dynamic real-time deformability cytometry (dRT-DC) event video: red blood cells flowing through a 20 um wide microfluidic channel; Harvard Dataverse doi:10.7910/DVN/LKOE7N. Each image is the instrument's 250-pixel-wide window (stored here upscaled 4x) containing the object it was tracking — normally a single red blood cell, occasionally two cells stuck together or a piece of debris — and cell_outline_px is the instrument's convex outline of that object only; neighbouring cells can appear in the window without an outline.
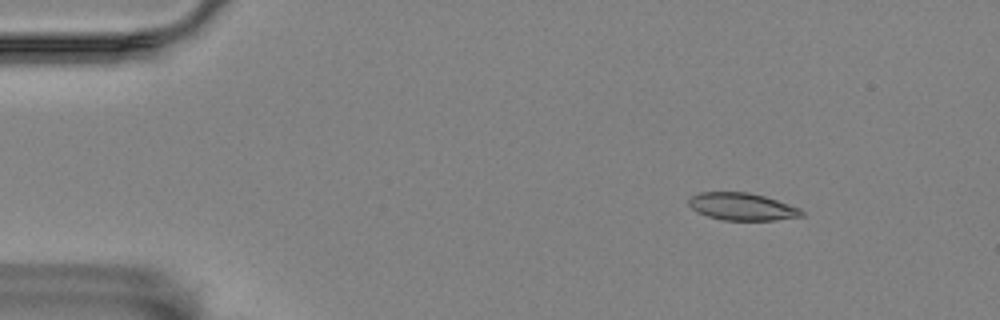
{"species": "Egyptian fruit bat (a non-hibernating species)", "species_latin": "Rousettus aegyptiacus", "temperature_condition": "room temperature", "stored_images_in_passage": 6, "camera_frame_rate_fps": 3000, "um_per_image_px": 0.085, "animal": {"sex": "female"}, "frame": {"image": 1, "passage_image": 1, "time_ms": 0.0, "image_size_px": [1000, 320], "cell_outline_px": [[804, 216], [772, 220], [724, 220], [708, 216], [696, 212], [688, 204], [688, 200], [692, 196], [700, 192], [748, 192], [764, 196], [800, 208], [804, 212]], "centroid_in_image_um": [63.06, 17.56], "position_along_channel_um": 21.9, "area_um2": 17.92}}
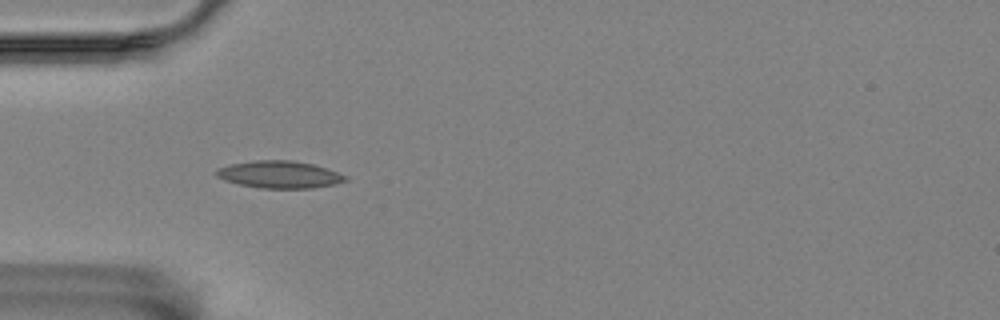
{"frame": {"image": 2, "passage_image": 4, "time_ms": 3.333, "image_size_px": [1000, 320], "cell_outline_px": [[348, 180], [332, 184], [312, 188], [260, 188], [240, 184], [224, 180], [216, 176], [212, 172], [220, 168], [232, 164], [256, 160], [292, 160], [312, 164], [348, 176]], "centroid_in_image_um": [23.73, 14.83], "position_along_channel_um": 61.3, "area_um2": 20.23}}
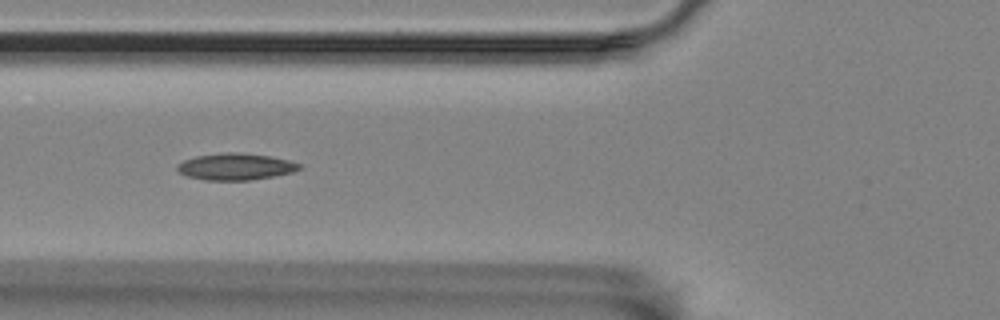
{"frame": {"image": 3, "passage_image": 5, "time_ms": 4.667, "image_size_px": [1000, 320], "cell_outline_px": [[300, 168], [292, 172], [276, 176], [252, 180], [204, 180], [188, 176], [180, 172], [176, 168], [184, 160], [196, 156], [228, 152], [236, 152], [268, 156], [288, 160], [300, 164]], "centroid_in_image_um": [20.03, 14.17], "position_along_channel_um": 105.8, "area_um2": 18.73}}